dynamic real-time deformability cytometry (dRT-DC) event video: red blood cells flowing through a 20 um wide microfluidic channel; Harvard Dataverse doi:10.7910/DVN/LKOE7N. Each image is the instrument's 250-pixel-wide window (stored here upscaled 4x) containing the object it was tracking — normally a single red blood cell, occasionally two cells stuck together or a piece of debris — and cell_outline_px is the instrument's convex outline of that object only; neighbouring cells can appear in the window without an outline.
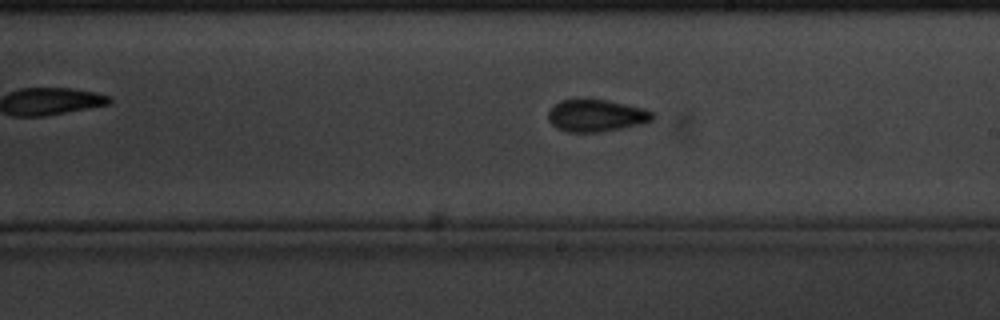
{"species": "common noctule bat (a hibernating species)", "species_latin": "Nyctalus noctula", "temperature_condition": "cold", "stored_images_in_passage": 46, "camera_frame_rate_fps": 3000, "um_per_image_px": 0.085, "animal": {"sex": "male", "body_mass_g": 20.1, "forearm_length_mm": 53.5}, "frame": {"image": 1, "passage_image": 33, "time_ms": 10.667, "image_size_px": [1000, 320], "cell_outline_px": [[652, 120], [640, 124], [600, 132], [568, 132], [556, 128], [548, 120], [548, 112], [560, 100], [608, 100], [644, 108], [652, 112]], "centroid_in_image_um": [50.66, 9.83], "position_along_channel_um": 238.3, "area_um2": 19.25}}